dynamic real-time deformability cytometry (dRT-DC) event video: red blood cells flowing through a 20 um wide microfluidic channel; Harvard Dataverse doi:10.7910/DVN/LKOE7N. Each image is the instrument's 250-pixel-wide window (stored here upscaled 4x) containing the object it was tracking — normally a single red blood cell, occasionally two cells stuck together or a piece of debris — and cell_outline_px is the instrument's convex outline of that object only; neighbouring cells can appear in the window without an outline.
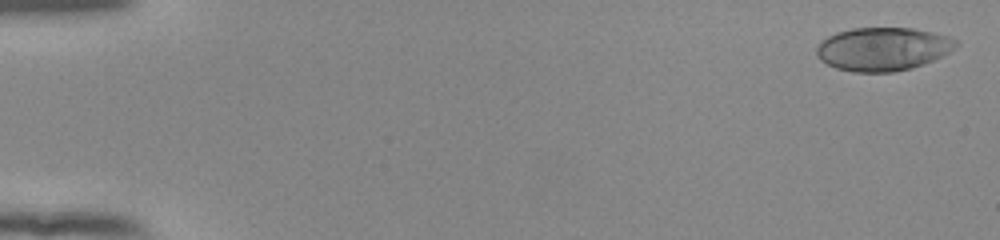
{"species": "human", "species_latin": "Homo sapiens", "temperature_condition": "room temperature", "stored_images_in_passage": 54, "camera_frame_rate_fps": 3000, "um_per_image_px": 0.085, "donor": {"sex": "female"}, "frame": {"image": 1, "passage_image": 2, "time_ms": 0.333, "image_size_px": [1000, 240], "cell_outline_px": [[956, 48], [924, 64], [912, 68], [892, 72], [852, 72], [836, 68], [820, 60], [816, 56], [816, 48], [828, 36], [836, 32], [852, 28], [912, 28], [932, 32], [948, 36], [956, 40]], "centroid_in_image_um": [75.02, 4.17], "position_along_channel_um": 10.0, "area_um2": 35.08}}
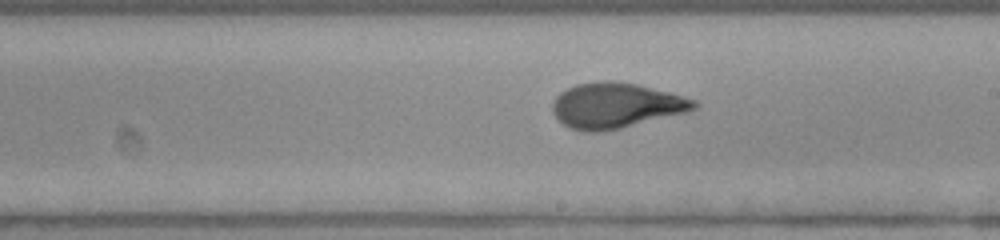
{"frame": {"image": 2, "passage_image": 32, "time_ms": 10.333, "image_size_px": [1000, 240], "cell_outline_px": [[700, 104], [696, 108], [688, 112], [620, 128], [596, 132], [584, 132], [568, 128], [552, 112], [552, 104], [556, 96], [560, 92], [576, 84], [596, 80], [612, 80], [636, 84], [668, 92], [696, 100]], "centroid_in_image_um": [52.34, 8.96], "position_along_channel_um": 236.7, "area_um2": 37.45}}
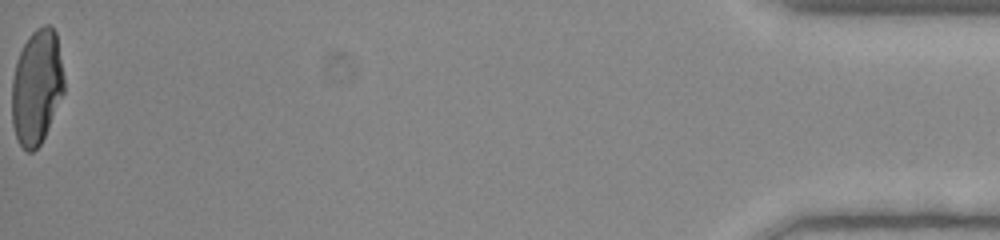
{"frame": {"image": 3, "passage_image": 54, "time_ms": 17.667, "image_size_px": [1000, 240], "cell_outline_px": [[64, 92], [48, 128], [40, 144], [32, 152], [24, 152], [16, 136], [12, 124], [12, 80], [16, 60], [24, 44], [32, 32], [36, 28], [44, 24], [48, 24], [56, 32], [64, 76]], "centroid_in_image_um": [3.12, 7.39], "position_along_channel_um": 432.1, "area_um2": 34.97}, "authors_computed_cell_mechanics": {"area_um2": 35.8649, "velocity_mm_per_s": 3.9168, "shape_relaxation_time_tau1_ms": 6.9259, "shape_relaxation_time_tau2_ms": null, "deformation_change_tau1": 0.2755, "deformation_change_tau2": null}}